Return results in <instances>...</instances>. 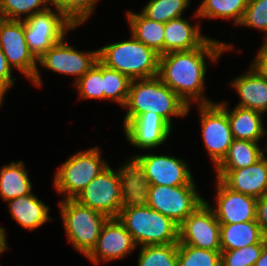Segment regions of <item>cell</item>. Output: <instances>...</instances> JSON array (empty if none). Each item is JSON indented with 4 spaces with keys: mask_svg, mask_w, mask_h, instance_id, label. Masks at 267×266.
Returning a JSON list of instances; mask_svg holds the SVG:
<instances>
[{
    "mask_svg": "<svg viewBox=\"0 0 267 266\" xmlns=\"http://www.w3.org/2000/svg\"><path fill=\"white\" fill-rule=\"evenodd\" d=\"M232 46L209 38L201 47L160 55L158 77L188 106L193 101H197V105L212 103L203 94L207 71L205 57L215 62L224 51L231 50Z\"/></svg>",
    "mask_w": 267,
    "mask_h": 266,
    "instance_id": "cell-1",
    "label": "cell"
},
{
    "mask_svg": "<svg viewBox=\"0 0 267 266\" xmlns=\"http://www.w3.org/2000/svg\"><path fill=\"white\" fill-rule=\"evenodd\" d=\"M124 108L127 109L124 121H131L143 113L154 112L171 127L173 116L184 117L190 111V106L158 76L132 80Z\"/></svg>",
    "mask_w": 267,
    "mask_h": 266,
    "instance_id": "cell-2",
    "label": "cell"
},
{
    "mask_svg": "<svg viewBox=\"0 0 267 266\" xmlns=\"http://www.w3.org/2000/svg\"><path fill=\"white\" fill-rule=\"evenodd\" d=\"M98 50V60L105 66L128 76L131 80L158 76L159 58L154 49L131 39L103 46Z\"/></svg>",
    "mask_w": 267,
    "mask_h": 266,
    "instance_id": "cell-3",
    "label": "cell"
},
{
    "mask_svg": "<svg viewBox=\"0 0 267 266\" xmlns=\"http://www.w3.org/2000/svg\"><path fill=\"white\" fill-rule=\"evenodd\" d=\"M118 220L130 232L136 246L178 243L179 225L149 206L122 207Z\"/></svg>",
    "mask_w": 267,
    "mask_h": 266,
    "instance_id": "cell-4",
    "label": "cell"
},
{
    "mask_svg": "<svg viewBox=\"0 0 267 266\" xmlns=\"http://www.w3.org/2000/svg\"><path fill=\"white\" fill-rule=\"evenodd\" d=\"M59 206L69 242L86 257L96 246L102 227L109 217L75 199L61 200Z\"/></svg>",
    "mask_w": 267,
    "mask_h": 266,
    "instance_id": "cell-5",
    "label": "cell"
},
{
    "mask_svg": "<svg viewBox=\"0 0 267 266\" xmlns=\"http://www.w3.org/2000/svg\"><path fill=\"white\" fill-rule=\"evenodd\" d=\"M98 147L80 151L69 157L57 170L54 187L65 199H74L97 175L109 165L101 158Z\"/></svg>",
    "mask_w": 267,
    "mask_h": 266,
    "instance_id": "cell-6",
    "label": "cell"
},
{
    "mask_svg": "<svg viewBox=\"0 0 267 266\" xmlns=\"http://www.w3.org/2000/svg\"><path fill=\"white\" fill-rule=\"evenodd\" d=\"M23 21L26 43L37 60L50 47L66 38L68 30L76 29L61 12L52 8L35 13Z\"/></svg>",
    "mask_w": 267,
    "mask_h": 266,
    "instance_id": "cell-7",
    "label": "cell"
},
{
    "mask_svg": "<svg viewBox=\"0 0 267 266\" xmlns=\"http://www.w3.org/2000/svg\"><path fill=\"white\" fill-rule=\"evenodd\" d=\"M0 48L12 69L20 70L34 85H42L37 59L26 43L23 20L0 18Z\"/></svg>",
    "mask_w": 267,
    "mask_h": 266,
    "instance_id": "cell-8",
    "label": "cell"
},
{
    "mask_svg": "<svg viewBox=\"0 0 267 266\" xmlns=\"http://www.w3.org/2000/svg\"><path fill=\"white\" fill-rule=\"evenodd\" d=\"M196 185H150L148 206L180 225L203 202Z\"/></svg>",
    "mask_w": 267,
    "mask_h": 266,
    "instance_id": "cell-9",
    "label": "cell"
},
{
    "mask_svg": "<svg viewBox=\"0 0 267 266\" xmlns=\"http://www.w3.org/2000/svg\"><path fill=\"white\" fill-rule=\"evenodd\" d=\"M202 138L215 167L226 156L234 140L226 114V103L198 104Z\"/></svg>",
    "mask_w": 267,
    "mask_h": 266,
    "instance_id": "cell-10",
    "label": "cell"
},
{
    "mask_svg": "<svg viewBox=\"0 0 267 266\" xmlns=\"http://www.w3.org/2000/svg\"><path fill=\"white\" fill-rule=\"evenodd\" d=\"M80 204L117 218L122 208L119 172L105 168L74 198Z\"/></svg>",
    "mask_w": 267,
    "mask_h": 266,
    "instance_id": "cell-11",
    "label": "cell"
},
{
    "mask_svg": "<svg viewBox=\"0 0 267 266\" xmlns=\"http://www.w3.org/2000/svg\"><path fill=\"white\" fill-rule=\"evenodd\" d=\"M196 248L221 251L220 223L204 201L179 225V241Z\"/></svg>",
    "mask_w": 267,
    "mask_h": 266,
    "instance_id": "cell-12",
    "label": "cell"
},
{
    "mask_svg": "<svg viewBox=\"0 0 267 266\" xmlns=\"http://www.w3.org/2000/svg\"><path fill=\"white\" fill-rule=\"evenodd\" d=\"M64 39L50 47L37 63L59 74L75 75V83L96 63L98 50L79 52Z\"/></svg>",
    "mask_w": 267,
    "mask_h": 266,
    "instance_id": "cell-13",
    "label": "cell"
},
{
    "mask_svg": "<svg viewBox=\"0 0 267 266\" xmlns=\"http://www.w3.org/2000/svg\"><path fill=\"white\" fill-rule=\"evenodd\" d=\"M136 248L130 232L118 220L109 218L102 227L96 246L86 256L94 264L126 257Z\"/></svg>",
    "mask_w": 267,
    "mask_h": 266,
    "instance_id": "cell-14",
    "label": "cell"
},
{
    "mask_svg": "<svg viewBox=\"0 0 267 266\" xmlns=\"http://www.w3.org/2000/svg\"><path fill=\"white\" fill-rule=\"evenodd\" d=\"M143 162L150 185H195L191 171L184 160L169 155H137Z\"/></svg>",
    "mask_w": 267,
    "mask_h": 266,
    "instance_id": "cell-15",
    "label": "cell"
},
{
    "mask_svg": "<svg viewBox=\"0 0 267 266\" xmlns=\"http://www.w3.org/2000/svg\"><path fill=\"white\" fill-rule=\"evenodd\" d=\"M127 140L137 148L153 149L162 145L173 131L157 113L140 114L131 121H123Z\"/></svg>",
    "mask_w": 267,
    "mask_h": 266,
    "instance_id": "cell-16",
    "label": "cell"
},
{
    "mask_svg": "<svg viewBox=\"0 0 267 266\" xmlns=\"http://www.w3.org/2000/svg\"><path fill=\"white\" fill-rule=\"evenodd\" d=\"M216 178L232 191L260 198L267 194V157L239 169H216Z\"/></svg>",
    "mask_w": 267,
    "mask_h": 266,
    "instance_id": "cell-17",
    "label": "cell"
},
{
    "mask_svg": "<svg viewBox=\"0 0 267 266\" xmlns=\"http://www.w3.org/2000/svg\"><path fill=\"white\" fill-rule=\"evenodd\" d=\"M216 208L213 210L220 224L241 223L256 220L257 198L227 188L216 178Z\"/></svg>",
    "mask_w": 267,
    "mask_h": 266,
    "instance_id": "cell-18",
    "label": "cell"
},
{
    "mask_svg": "<svg viewBox=\"0 0 267 266\" xmlns=\"http://www.w3.org/2000/svg\"><path fill=\"white\" fill-rule=\"evenodd\" d=\"M122 207L148 206V182L142 160L133 155L130 161L118 169Z\"/></svg>",
    "mask_w": 267,
    "mask_h": 266,
    "instance_id": "cell-19",
    "label": "cell"
},
{
    "mask_svg": "<svg viewBox=\"0 0 267 266\" xmlns=\"http://www.w3.org/2000/svg\"><path fill=\"white\" fill-rule=\"evenodd\" d=\"M249 69L230 83L241 99L236 106L264 114L267 111V79L252 66Z\"/></svg>",
    "mask_w": 267,
    "mask_h": 266,
    "instance_id": "cell-20",
    "label": "cell"
},
{
    "mask_svg": "<svg viewBox=\"0 0 267 266\" xmlns=\"http://www.w3.org/2000/svg\"><path fill=\"white\" fill-rule=\"evenodd\" d=\"M200 28V23L192 26L183 17L165 23L164 54L201 47L209 37L202 35Z\"/></svg>",
    "mask_w": 267,
    "mask_h": 266,
    "instance_id": "cell-21",
    "label": "cell"
},
{
    "mask_svg": "<svg viewBox=\"0 0 267 266\" xmlns=\"http://www.w3.org/2000/svg\"><path fill=\"white\" fill-rule=\"evenodd\" d=\"M11 217L25 229L33 231L41 227L50 218L49 206L45 205L33 192L7 201Z\"/></svg>",
    "mask_w": 267,
    "mask_h": 266,
    "instance_id": "cell-22",
    "label": "cell"
},
{
    "mask_svg": "<svg viewBox=\"0 0 267 266\" xmlns=\"http://www.w3.org/2000/svg\"><path fill=\"white\" fill-rule=\"evenodd\" d=\"M227 105L228 103L226 104V114L234 139L259 142L267 134L261 118L263 113L238 106L230 111Z\"/></svg>",
    "mask_w": 267,
    "mask_h": 266,
    "instance_id": "cell-23",
    "label": "cell"
},
{
    "mask_svg": "<svg viewBox=\"0 0 267 266\" xmlns=\"http://www.w3.org/2000/svg\"><path fill=\"white\" fill-rule=\"evenodd\" d=\"M221 250H233L256 243H267L256 220L220 224Z\"/></svg>",
    "mask_w": 267,
    "mask_h": 266,
    "instance_id": "cell-24",
    "label": "cell"
},
{
    "mask_svg": "<svg viewBox=\"0 0 267 266\" xmlns=\"http://www.w3.org/2000/svg\"><path fill=\"white\" fill-rule=\"evenodd\" d=\"M23 161H13L0 170V197L9 201L32 192V183Z\"/></svg>",
    "mask_w": 267,
    "mask_h": 266,
    "instance_id": "cell-25",
    "label": "cell"
},
{
    "mask_svg": "<svg viewBox=\"0 0 267 266\" xmlns=\"http://www.w3.org/2000/svg\"><path fill=\"white\" fill-rule=\"evenodd\" d=\"M127 19L131 34L144 45L154 49L158 54H164L165 23L153 21L139 14L128 11Z\"/></svg>",
    "mask_w": 267,
    "mask_h": 266,
    "instance_id": "cell-26",
    "label": "cell"
},
{
    "mask_svg": "<svg viewBox=\"0 0 267 266\" xmlns=\"http://www.w3.org/2000/svg\"><path fill=\"white\" fill-rule=\"evenodd\" d=\"M259 142L243 139H234L223 160L215 169H239L256 163L265 155Z\"/></svg>",
    "mask_w": 267,
    "mask_h": 266,
    "instance_id": "cell-27",
    "label": "cell"
},
{
    "mask_svg": "<svg viewBox=\"0 0 267 266\" xmlns=\"http://www.w3.org/2000/svg\"><path fill=\"white\" fill-rule=\"evenodd\" d=\"M194 13L196 18L233 19L239 25L245 13L248 0H201Z\"/></svg>",
    "mask_w": 267,
    "mask_h": 266,
    "instance_id": "cell-28",
    "label": "cell"
},
{
    "mask_svg": "<svg viewBox=\"0 0 267 266\" xmlns=\"http://www.w3.org/2000/svg\"><path fill=\"white\" fill-rule=\"evenodd\" d=\"M178 243L140 247L137 266H178Z\"/></svg>",
    "mask_w": 267,
    "mask_h": 266,
    "instance_id": "cell-29",
    "label": "cell"
},
{
    "mask_svg": "<svg viewBox=\"0 0 267 266\" xmlns=\"http://www.w3.org/2000/svg\"><path fill=\"white\" fill-rule=\"evenodd\" d=\"M190 0H150L141 13L150 20L167 23L182 17Z\"/></svg>",
    "mask_w": 267,
    "mask_h": 266,
    "instance_id": "cell-30",
    "label": "cell"
},
{
    "mask_svg": "<svg viewBox=\"0 0 267 266\" xmlns=\"http://www.w3.org/2000/svg\"><path fill=\"white\" fill-rule=\"evenodd\" d=\"M104 100L110 99L125 106L130 89L131 79L119 71L102 64Z\"/></svg>",
    "mask_w": 267,
    "mask_h": 266,
    "instance_id": "cell-31",
    "label": "cell"
},
{
    "mask_svg": "<svg viewBox=\"0 0 267 266\" xmlns=\"http://www.w3.org/2000/svg\"><path fill=\"white\" fill-rule=\"evenodd\" d=\"M49 0H0V18L26 20L35 13L49 9ZM25 16L22 18L21 15ZM27 14V15H26Z\"/></svg>",
    "mask_w": 267,
    "mask_h": 266,
    "instance_id": "cell-32",
    "label": "cell"
},
{
    "mask_svg": "<svg viewBox=\"0 0 267 266\" xmlns=\"http://www.w3.org/2000/svg\"><path fill=\"white\" fill-rule=\"evenodd\" d=\"M178 266H221V251L178 243Z\"/></svg>",
    "mask_w": 267,
    "mask_h": 266,
    "instance_id": "cell-33",
    "label": "cell"
},
{
    "mask_svg": "<svg viewBox=\"0 0 267 266\" xmlns=\"http://www.w3.org/2000/svg\"><path fill=\"white\" fill-rule=\"evenodd\" d=\"M99 0H49L76 27L89 19Z\"/></svg>",
    "mask_w": 267,
    "mask_h": 266,
    "instance_id": "cell-34",
    "label": "cell"
},
{
    "mask_svg": "<svg viewBox=\"0 0 267 266\" xmlns=\"http://www.w3.org/2000/svg\"><path fill=\"white\" fill-rule=\"evenodd\" d=\"M82 99H104L102 63H96L74 83Z\"/></svg>",
    "mask_w": 267,
    "mask_h": 266,
    "instance_id": "cell-35",
    "label": "cell"
},
{
    "mask_svg": "<svg viewBox=\"0 0 267 266\" xmlns=\"http://www.w3.org/2000/svg\"><path fill=\"white\" fill-rule=\"evenodd\" d=\"M266 243L251 244L233 250H221V266H254Z\"/></svg>",
    "mask_w": 267,
    "mask_h": 266,
    "instance_id": "cell-36",
    "label": "cell"
},
{
    "mask_svg": "<svg viewBox=\"0 0 267 266\" xmlns=\"http://www.w3.org/2000/svg\"><path fill=\"white\" fill-rule=\"evenodd\" d=\"M239 25L260 29L267 34V0H248ZM265 41H267V35Z\"/></svg>",
    "mask_w": 267,
    "mask_h": 266,
    "instance_id": "cell-37",
    "label": "cell"
},
{
    "mask_svg": "<svg viewBox=\"0 0 267 266\" xmlns=\"http://www.w3.org/2000/svg\"><path fill=\"white\" fill-rule=\"evenodd\" d=\"M12 67L8 64L2 49L0 48V93L5 95L7 91L15 84V78H12Z\"/></svg>",
    "mask_w": 267,
    "mask_h": 266,
    "instance_id": "cell-38",
    "label": "cell"
},
{
    "mask_svg": "<svg viewBox=\"0 0 267 266\" xmlns=\"http://www.w3.org/2000/svg\"><path fill=\"white\" fill-rule=\"evenodd\" d=\"M256 221L260 225L264 237L267 239V194L257 198Z\"/></svg>",
    "mask_w": 267,
    "mask_h": 266,
    "instance_id": "cell-39",
    "label": "cell"
},
{
    "mask_svg": "<svg viewBox=\"0 0 267 266\" xmlns=\"http://www.w3.org/2000/svg\"><path fill=\"white\" fill-rule=\"evenodd\" d=\"M250 66L267 79V41L263 42Z\"/></svg>",
    "mask_w": 267,
    "mask_h": 266,
    "instance_id": "cell-40",
    "label": "cell"
},
{
    "mask_svg": "<svg viewBox=\"0 0 267 266\" xmlns=\"http://www.w3.org/2000/svg\"><path fill=\"white\" fill-rule=\"evenodd\" d=\"M254 266H267V243L264 245L260 257L257 259Z\"/></svg>",
    "mask_w": 267,
    "mask_h": 266,
    "instance_id": "cell-41",
    "label": "cell"
},
{
    "mask_svg": "<svg viewBox=\"0 0 267 266\" xmlns=\"http://www.w3.org/2000/svg\"><path fill=\"white\" fill-rule=\"evenodd\" d=\"M5 229L3 227H0V251L7 246V242H6V234H5Z\"/></svg>",
    "mask_w": 267,
    "mask_h": 266,
    "instance_id": "cell-42",
    "label": "cell"
},
{
    "mask_svg": "<svg viewBox=\"0 0 267 266\" xmlns=\"http://www.w3.org/2000/svg\"><path fill=\"white\" fill-rule=\"evenodd\" d=\"M3 99H4V95H2V94L0 93V106H1L2 103H3Z\"/></svg>",
    "mask_w": 267,
    "mask_h": 266,
    "instance_id": "cell-43",
    "label": "cell"
},
{
    "mask_svg": "<svg viewBox=\"0 0 267 266\" xmlns=\"http://www.w3.org/2000/svg\"><path fill=\"white\" fill-rule=\"evenodd\" d=\"M7 249V246H5L1 251H0V255L3 253V251Z\"/></svg>",
    "mask_w": 267,
    "mask_h": 266,
    "instance_id": "cell-44",
    "label": "cell"
}]
</instances>
